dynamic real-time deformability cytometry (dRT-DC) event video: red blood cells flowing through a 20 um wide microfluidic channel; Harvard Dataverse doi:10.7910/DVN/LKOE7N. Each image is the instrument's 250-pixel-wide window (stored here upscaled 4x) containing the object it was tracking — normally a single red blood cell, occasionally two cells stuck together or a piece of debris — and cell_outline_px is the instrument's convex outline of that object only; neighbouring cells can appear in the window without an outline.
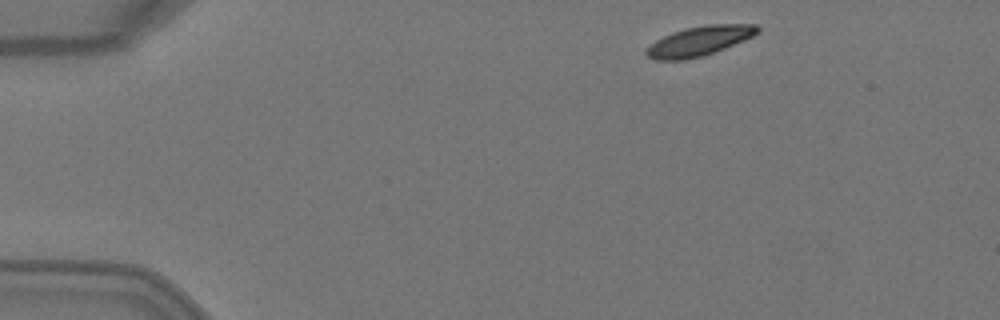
{"species": "Egyptian fruit bat (a non-hibernating species)", "species_latin": "Rousettus aegyptiacus", "temperature_condition": "warm", "stored_images_in_passage": 1, "camera_frame_rate_fps": 3000, "um_per_image_px": 0.085, "animal": {"sex": "female"}, "frame": {"image": 1, "passage_image": 1, "time_ms": 0.0, "image_size_px": [1000, 320], "cell_outline_px": [[760, 32], [744, 40], [704, 56], [684, 60], [656, 60], [648, 56], [644, 52], [656, 40], [672, 32], [684, 28], [708, 24], [756, 24], [760, 28]], "centroid_in_image_um": [59.46, 3.48], "position_along_channel_um": 25.5, "area_um2": 19.13}}